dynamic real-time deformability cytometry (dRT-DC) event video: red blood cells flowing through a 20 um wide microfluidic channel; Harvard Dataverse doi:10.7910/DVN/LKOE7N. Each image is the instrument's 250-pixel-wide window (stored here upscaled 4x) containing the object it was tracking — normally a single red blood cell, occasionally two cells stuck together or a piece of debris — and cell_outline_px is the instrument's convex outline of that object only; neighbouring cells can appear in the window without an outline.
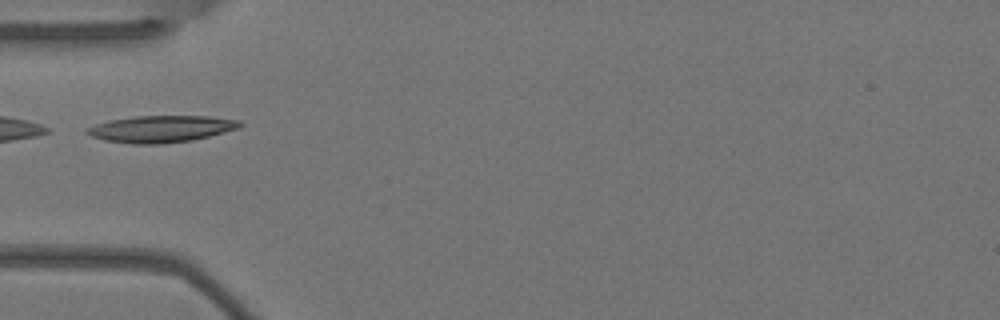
{"species": "Egyptian fruit bat (a non-hibernating species)", "species_latin": "Rousettus aegyptiacus", "temperature_condition": "warm", "stored_images_in_passage": 5, "camera_frame_rate_fps": 3000, "um_per_image_px": 0.085, "animal": {"sex": "female"}, "frame": {"image": 1, "passage_image": 5, "time_ms": 1.333, "image_size_px": [1000, 320], "cell_outline_px": [[244, 124], [240, 128], [192, 140], [164, 144], [132, 144], [104, 140], [92, 136], [84, 132], [84, 128], [108, 120], [136, 116], [208, 116], [240, 120]], "centroid_in_image_um": [13.68, 10.96], "position_along_channel_um": 71.3, "area_um2": 24.04}}